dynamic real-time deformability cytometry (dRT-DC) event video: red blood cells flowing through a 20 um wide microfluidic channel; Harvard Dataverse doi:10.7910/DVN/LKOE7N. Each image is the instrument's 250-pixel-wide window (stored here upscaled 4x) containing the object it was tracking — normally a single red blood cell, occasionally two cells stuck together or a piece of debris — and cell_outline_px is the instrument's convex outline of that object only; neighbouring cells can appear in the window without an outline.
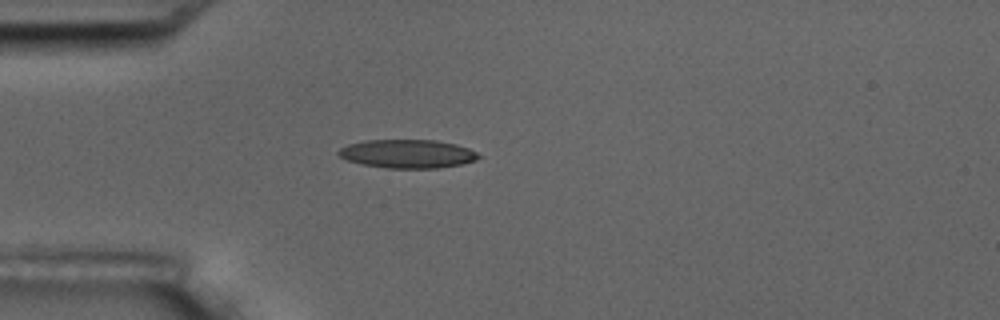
{"species": "common noctule bat (a hibernating species)", "species_latin": "Nyctalus noctula", "temperature_condition": "room temperature", "stored_images_in_passage": 1, "camera_frame_rate_fps": 3000, "um_per_image_px": 0.085, "animal": {"sex": "male", "body_mass_g": 17.5, "forearm_length_mm": 52.3}, "frame": {"image": 1, "passage_image": 1, "time_ms": 0.0, "image_size_px": [1000, 320], "cell_outline_px": [[484, 156], [476, 160], [460, 164], [436, 168], [384, 168], [360, 164], [348, 160], [340, 156], [336, 152], [340, 148], [348, 144], [368, 140], [436, 140], [456, 144], [468, 148]], "centroid_in_image_um": [34.65, 13.07], "position_along_channel_um": 50.4, "area_um2": 23.35}}